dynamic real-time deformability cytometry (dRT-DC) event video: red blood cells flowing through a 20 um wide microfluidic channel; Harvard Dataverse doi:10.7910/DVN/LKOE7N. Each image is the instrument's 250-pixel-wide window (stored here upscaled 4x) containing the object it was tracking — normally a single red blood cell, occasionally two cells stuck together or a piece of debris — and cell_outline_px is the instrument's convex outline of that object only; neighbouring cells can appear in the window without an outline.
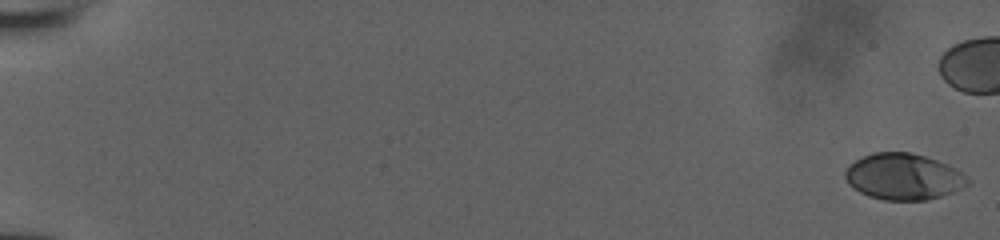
{"species": "human", "species_latin": "Homo sapiens", "temperature_condition": "room temperature", "stored_images_in_passage": 48, "camera_frame_rate_fps": 3000, "um_per_image_px": 0.085, "donor": {"sex": "male"}, "frame": {"image": 1, "passage_image": 1, "time_ms": 0.0, "image_size_px": [1000, 240], "cell_outline_px": [[972, 180], [968, 184], [952, 192], [928, 200], [884, 200], [868, 196], [852, 188], [848, 184], [844, 176], [844, 172], [856, 160], [872, 152], [908, 152], [924, 156], [936, 160], [968, 176]], "centroid_in_image_um": [76.77, 15.03], "position_along_channel_um": 8.2, "area_um2": 32.77}}
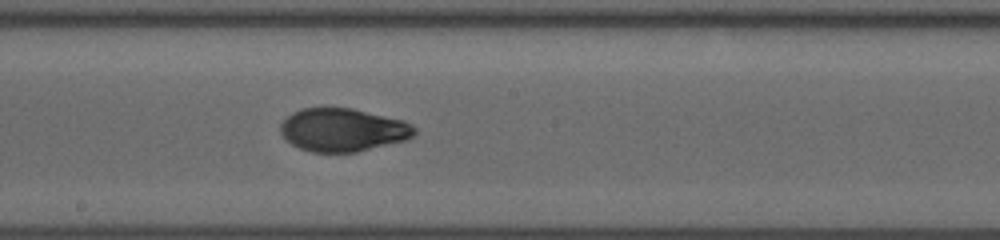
{"frame": {"image": 2, "passage_image": 32, "time_ms": 10.333, "image_size_px": [1000, 240], "cell_outline_px": [[416, 132], [412, 136], [404, 140], [356, 152], [312, 152], [300, 148], [292, 144], [280, 132], [280, 124], [292, 112], [300, 108], [324, 104], [352, 108], [404, 120], [412, 124], [416, 128]], "centroid_in_image_um": [29.11, 10.99], "position_along_channel_um": 219.1, "area_um2": 34.28}}
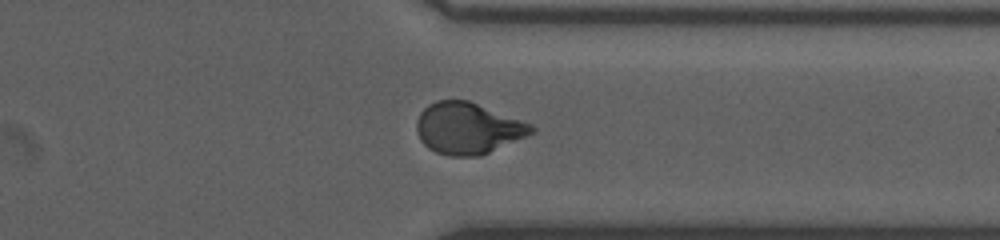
{"frame": {"image": 3, "passage_image": 43, "time_ms": 14.0, "image_size_px": [1000, 240], "cell_outline_px": [[536, 132], [528, 136], [480, 156], [448, 156], [436, 152], [428, 148], [420, 140], [416, 128], [416, 120], [420, 112], [428, 104], [436, 100], [468, 100], [532, 124], [536, 128]], "centroid_in_image_um": [39.77, 10.91], "position_along_channel_um": 371.6, "area_um2": 34.62}}